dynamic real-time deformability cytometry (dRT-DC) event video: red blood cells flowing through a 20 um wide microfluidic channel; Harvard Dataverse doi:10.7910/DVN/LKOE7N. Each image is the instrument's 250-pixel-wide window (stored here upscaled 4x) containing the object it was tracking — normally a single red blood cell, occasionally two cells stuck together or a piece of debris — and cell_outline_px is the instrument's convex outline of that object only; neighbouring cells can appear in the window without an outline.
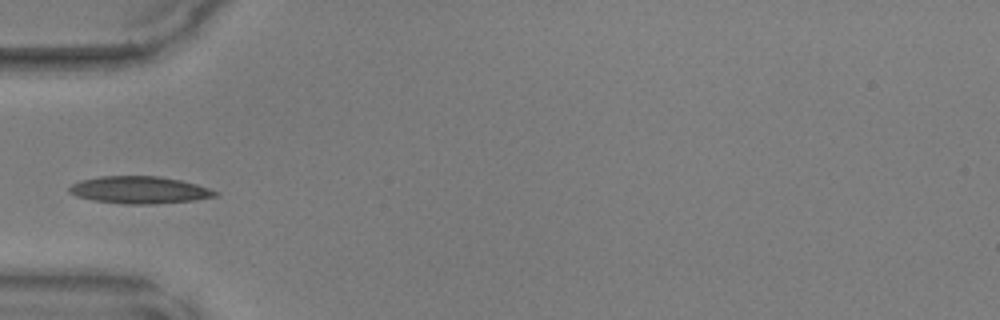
{"species": "common noctule bat (a hibernating species)", "species_latin": "Nyctalus noctula", "temperature_condition": "warm", "stored_images_in_passage": 33, "camera_frame_rate_fps": 3000, "um_per_image_px": 0.085, "animal": {"sex": "male", "body_mass_g": 17.9, "forearm_length_mm": 54.2}, "frame": {"image": 1, "passage_image": 1, "time_ms": 0.0, "image_size_px": [1000, 320], "cell_outline_px": [[220, 192], [216, 196], [192, 200], [152, 204], [124, 204], [92, 200], [76, 196], [68, 192], [68, 188], [72, 184], [80, 180], [100, 176], [160, 176], [180, 180], [196, 184]], "centroid_in_image_um": [11.81, 16.14], "position_along_channel_um": 73.2, "area_um2": 23.12}}
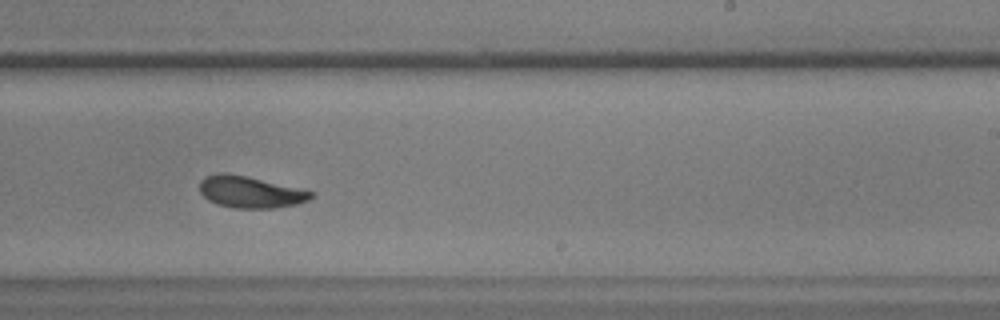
{"frame": {"image": 2, "passage_image": 15, "time_ms": 4.667, "image_size_px": [1000, 320], "cell_outline_px": [[312, 196], [308, 200], [296, 204], [272, 208], [232, 208], [216, 204], [208, 200], [200, 192], [200, 180], [204, 176], [216, 172], [228, 172], [312, 192]], "centroid_in_image_um": [21.16, 16.32], "position_along_channel_um": 267.8, "area_um2": 20.29}}
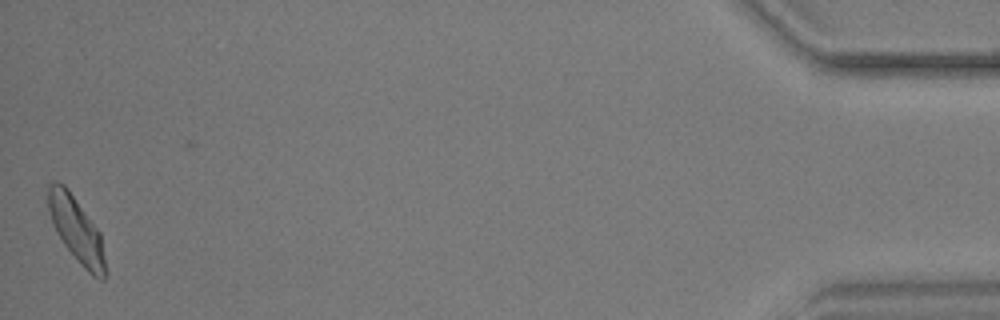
{"frame": {"image": 3, "passage_image": 33, "time_ms": 10.667, "image_size_px": [1000, 320], "cell_outline_px": [[104, 280], [100, 280], [92, 276], [80, 264], [64, 244], [56, 232], [48, 208], [48, 184], [56, 180], [64, 184], [68, 188], [100, 232], [104, 260]], "centroid_in_image_um": [6.47, 19.48], "position_along_channel_um": 428.7, "area_um2": 21.33}}